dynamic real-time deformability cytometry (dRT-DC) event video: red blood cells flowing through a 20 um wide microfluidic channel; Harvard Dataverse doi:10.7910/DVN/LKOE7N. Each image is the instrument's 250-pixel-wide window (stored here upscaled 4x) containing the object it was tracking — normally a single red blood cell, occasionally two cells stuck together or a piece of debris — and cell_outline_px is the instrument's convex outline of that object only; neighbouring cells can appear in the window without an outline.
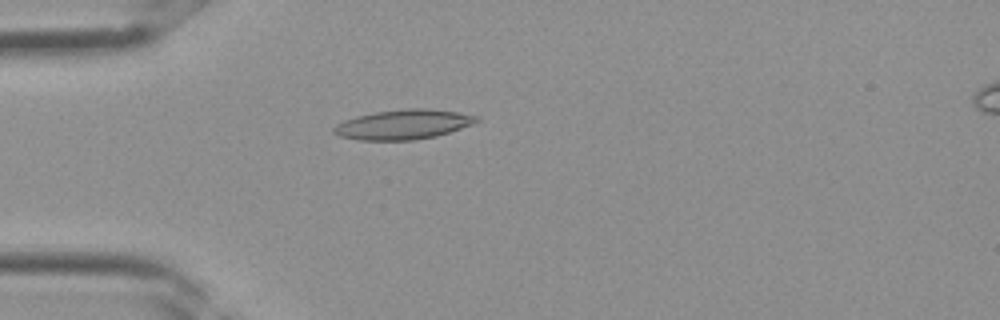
{"species": "Egyptian fruit bat (a non-hibernating species)", "species_latin": "Rousettus aegyptiacus", "temperature_condition": "room temperature", "stored_images_in_passage": 4, "camera_frame_rate_fps": 3000, "um_per_image_px": 0.085, "frame": {"image": 1, "passage_image": 3, "time_ms": 0.667, "image_size_px": [1000, 320], "cell_outline_px": [[480, 120], [472, 124], [436, 136], [416, 140], [360, 140], [340, 136], [332, 132], [332, 128], [336, 124], [344, 120], [356, 116], [376, 112], [404, 108], [428, 108], [460, 112], [480, 116]], "centroid_in_image_um": [34.29, 10.57], "position_along_channel_um": 50.7, "area_um2": 24.85}}